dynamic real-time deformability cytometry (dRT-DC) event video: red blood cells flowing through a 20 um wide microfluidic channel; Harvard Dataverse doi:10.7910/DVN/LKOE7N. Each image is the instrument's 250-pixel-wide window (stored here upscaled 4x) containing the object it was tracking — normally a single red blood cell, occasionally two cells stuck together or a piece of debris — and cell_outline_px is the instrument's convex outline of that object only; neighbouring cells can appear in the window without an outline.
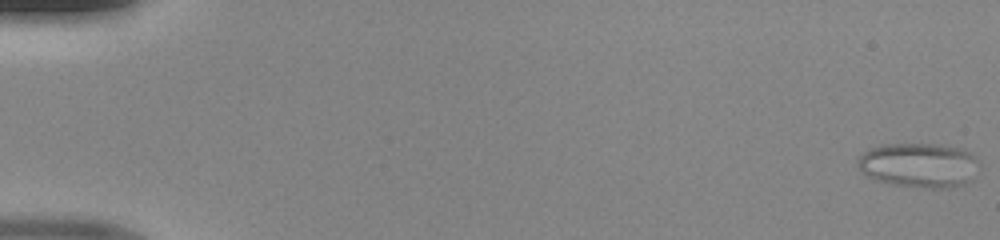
{"species": "human", "species_latin": "Homo sapiens", "temperature_condition": "room temperature", "stored_images_in_passage": 15, "camera_frame_rate_fps": 3000, "um_per_image_px": 0.085, "donor": {"sex": "male"}, "frame": {"image": 1, "passage_image": 1, "time_ms": 0.0, "image_size_px": [1000, 240], "cell_outline_px": [[980, 168], [972, 180], [964, 184], [948, 188], [928, 188], [892, 184], [876, 180], [868, 176], [856, 164], [856, 160], [868, 148], [880, 144], [936, 144], [964, 148], [972, 152], [980, 164]], "centroid_in_image_um": [78.16, 14.03], "position_along_channel_um": 6.8, "area_um2": 32.08}}